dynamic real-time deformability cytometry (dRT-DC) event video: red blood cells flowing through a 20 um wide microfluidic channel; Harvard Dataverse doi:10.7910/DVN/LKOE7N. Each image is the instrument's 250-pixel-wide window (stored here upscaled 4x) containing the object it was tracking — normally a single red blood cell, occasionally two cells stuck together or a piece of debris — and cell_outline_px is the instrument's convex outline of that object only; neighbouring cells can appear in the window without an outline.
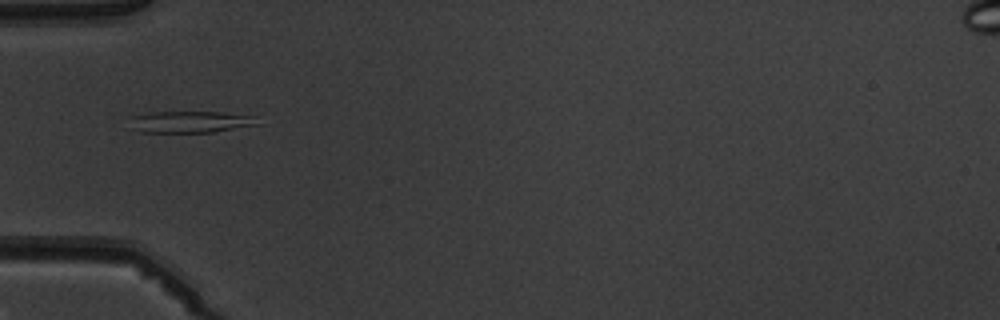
{"species": "common noctule bat (a hibernating species)", "species_latin": "Nyctalus noctula", "temperature_condition": "warm", "stored_images_in_passage": 2, "camera_frame_rate_fps": 3000, "um_per_image_px": 0.085, "animal": {"sex": "male", "body_mass_g": 19.5, "forearm_length_mm": 54.6}, "frame": {"image": 1, "passage_image": 2, "time_ms": 1.0, "image_size_px": [1000, 320], "cell_outline_px": [[260, 124], [212, 132], [140, 132], [128, 128], [132, 116], [148, 112], [220, 112], [256, 116]], "centroid_in_image_um": [16.14, 10.36], "position_along_channel_um": 68.9, "area_um2": 16.24}}